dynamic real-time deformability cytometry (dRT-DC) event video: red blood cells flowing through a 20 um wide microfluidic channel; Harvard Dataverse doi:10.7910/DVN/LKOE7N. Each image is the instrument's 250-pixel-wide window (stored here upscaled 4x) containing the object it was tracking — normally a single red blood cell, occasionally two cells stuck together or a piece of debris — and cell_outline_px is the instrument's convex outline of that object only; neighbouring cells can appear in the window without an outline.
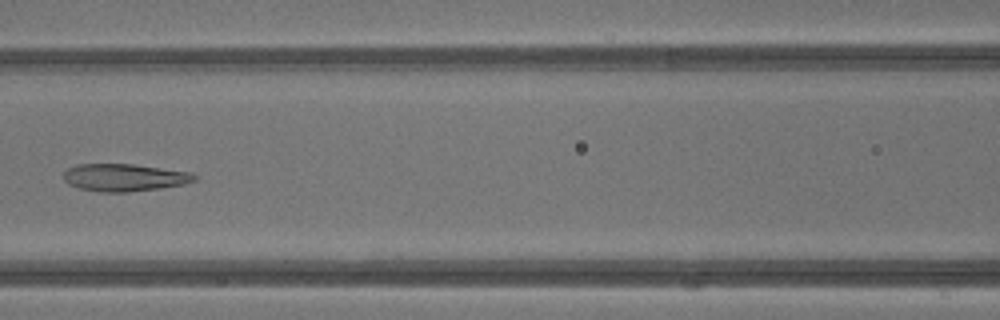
{"species": "common noctule bat (a hibernating species)", "species_latin": "Nyctalus noctula", "temperature_condition": "warm", "stored_images_in_passage": 30, "camera_frame_rate_fps": 3000, "um_per_image_px": 0.085, "animal": {"sex": "male", "body_mass_g": 13.3}, "frame": {"image": 1, "passage_image": 8, "time_ms": 2.333, "image_size_px": [1000, 320], "cell_outline_px": [[200, 176], [196, 180], [184, 184], [160, 188], [128, 192], [100, 192], [80, 188], [68, 184], [64, 180], [64, 172], [68, 168], [76, 164], [132, 164], [192, 172]], "centroid_in_image_um": [10.6, 15.08], "position_along_channel_um": 156.0, "area_um2": 21.04}}
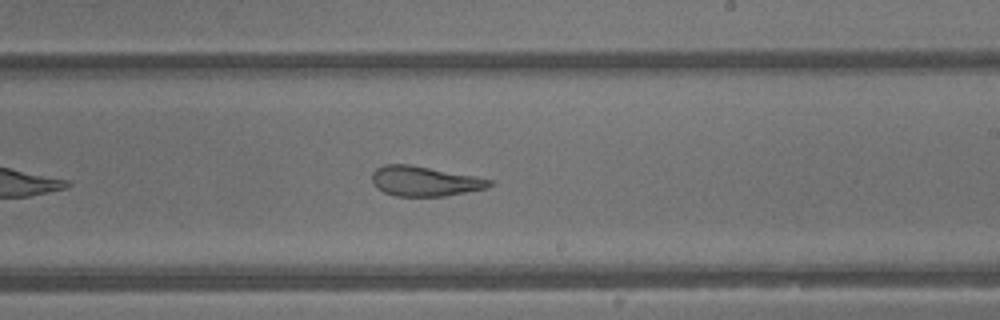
{"frame": {"image": 2, "passage_image": 14, "time_ms": 4.333, "image_size_px": [1000, 320], "cell_outline_px": [[496, 184], [488, 188], [444, 196], [396, 196], [384, 192], [376, 188], [372, 180], [372, 172], [376, 168], [384, 164], [408, 164], [472, 176], [492, 180]], "centroid_in_image_um": [36.08, 15.41], "position_along_channel_um": 252.9, "area_um2": 20.35}}
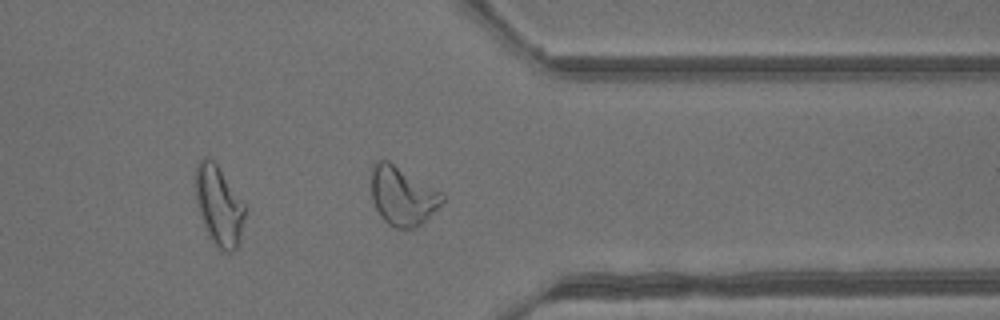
{"frame": {"image": 3, "passage_image": 22, "time_ms": 7.0, "image_size_px": [1000, 320], "cell_outline_px": [[444, 200], [416, 228], [396, 228], [388, 224], [380, 216], [372, 200], [372, 164], [376, 160], [388, 160], [444, 192]], "centroid_in_image_um": [34.21, 16.62], "position_along_channel_um": 377.2, "area_um2": 24.28}, "authors_computed_cell_mechanics": {"area_um2": 21.4727, "velocity_mm_per_s": 4.8712, "shape_relaxation_time_tau1_ms": null, "shape_relaxation_time_tau2_ms": 3.2047, "deformation_change_tau1": null, "deformation_change_tau2": 0.1464}}